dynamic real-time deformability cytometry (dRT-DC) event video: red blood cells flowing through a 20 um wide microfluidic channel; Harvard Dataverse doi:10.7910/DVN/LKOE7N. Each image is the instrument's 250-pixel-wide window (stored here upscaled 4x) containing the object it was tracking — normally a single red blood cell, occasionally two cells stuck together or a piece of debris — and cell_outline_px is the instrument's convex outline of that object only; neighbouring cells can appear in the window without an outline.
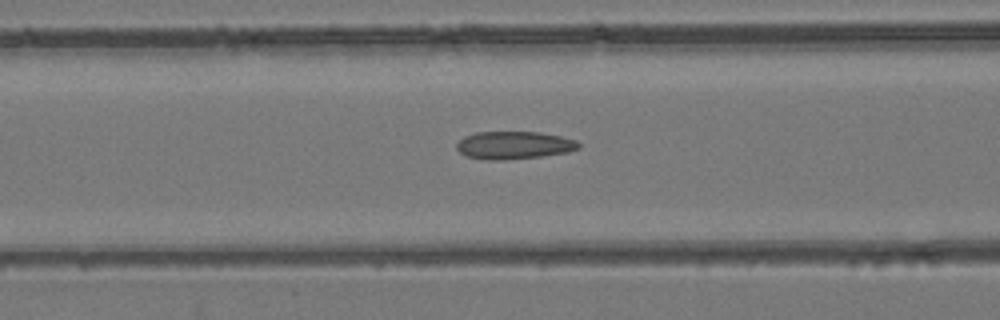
{"species": "common noctule bat (a hibernating species)", "species_latin": "Nyctalus noctula", "temperature_condition": "room temperature", "stored_images_in_passage": 53, "camera_frame_rate_fps": 3000, "um_per_image_px": 0.085, "animal": {"sex": "female", "body_mass_g": 24.6, "forearm_length_mm": 56.2}, "frame": {"image": 1, "passage_image": 22, "time_ms": 7.0, "image_size_px": [1000, 320], "cell_outline_px": [[580, 148], [568, 152], [540, 156], [500, 160], [484, 160], [468, 156], [460, 152], [456, 148], [456, 144], [464, 136], [476, 132], [540, 132], [560, 136], [576, 140], [580, 144]], "centroid_in_image_um": [43.68, 12.34], "position_along_channel_um": 122.9, "area_um2": 19.65}}
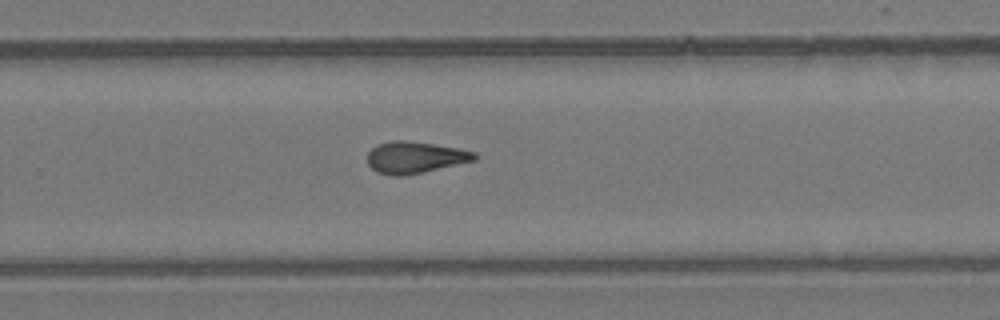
{"frame": {"image": 2, "passage_image": 35, "time_ms": 11.333, "image_size_px": [1000, 320], "cell_outline_px": [[476, 160], [424, 172], [400, 176], [392, 176], [376, 172], [368, 164], [368, 152], [372, 148], [380, 144], [392, 140], [404, 140], [460, 148], [476, 152]], "centroid_in_image_um": [35.28, 13.38], "position_along_channel_um": 294.5, "area_um2": 19.71}}
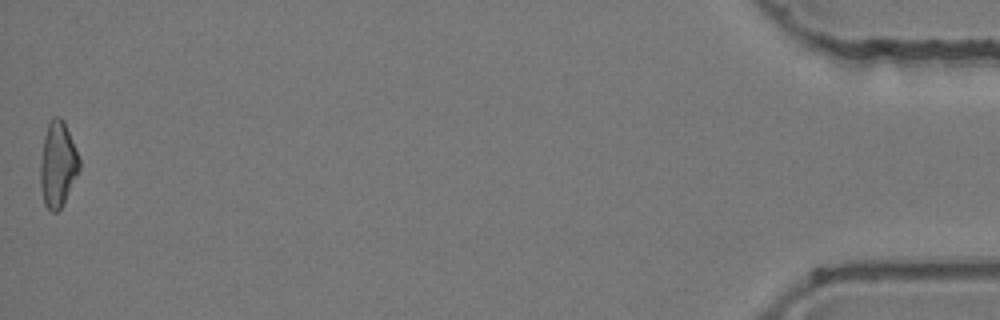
{"frame": {"image": 3, "passage_image": 53, "time_ms": 17.333, "image_size_px": [1000, 320], "cell_outline_px": [[80, 168], [60, 208], [56, 212], [48, 212], [44, 204], [40, 184], [40, 168], [44, 136], [48, 124], [52, 116], [60, 116], [64, 120], [80, 160]], "centroid_in_image_um": [4.89, 13.96], "position_along_channel_um": 430.3, "area_um2": 19.19}, "authors_computed_cell_mechanics": {"area_um2": 19.652, "velocity_mm_per_s": 3.9659, "shape_relaxation_time_tau1_ms": null, "shape_relaxation_time_tau2_ms": 3.2786, "deformation_change_tau1": null, "deformation_change_tau2": 0.1156}}